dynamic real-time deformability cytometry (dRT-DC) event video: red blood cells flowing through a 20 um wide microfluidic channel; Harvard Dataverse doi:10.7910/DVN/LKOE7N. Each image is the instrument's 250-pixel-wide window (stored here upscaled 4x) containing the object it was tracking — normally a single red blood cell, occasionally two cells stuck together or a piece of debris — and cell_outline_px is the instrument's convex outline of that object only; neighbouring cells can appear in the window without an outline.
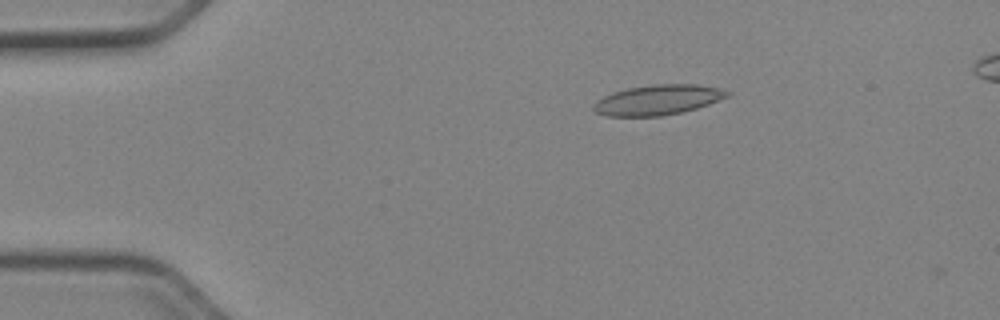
{"species": "Egyptian fruit bat (a non-hibernating species)", "species_latin": "Rousettus aegyptiacus", "temperature_condition": "cold", "stored_images_in_passage": 4, "camera_frame_rate_fps": 3000, "um_per_image_px": 0.085, "animal": {"sex": "female"}, "frame": {"image": 1, "passage_image": 2, "time_ms": 0.333, "image_size_px": [1000, 320], "cell_outline_px": [[732, 92], [728, 96], [708, 104], [696, 108], [680, 112], [660, 116], [608, 116], [596, 112], [592, 108], [596, 100], [612, 92], [628, 88], [652, 84], [696, 84], [720, 88]], "centroid_in_image_um": [55.91, 8.48], "position_along_channel_um": 29.1, "area_um2": 23.35}}